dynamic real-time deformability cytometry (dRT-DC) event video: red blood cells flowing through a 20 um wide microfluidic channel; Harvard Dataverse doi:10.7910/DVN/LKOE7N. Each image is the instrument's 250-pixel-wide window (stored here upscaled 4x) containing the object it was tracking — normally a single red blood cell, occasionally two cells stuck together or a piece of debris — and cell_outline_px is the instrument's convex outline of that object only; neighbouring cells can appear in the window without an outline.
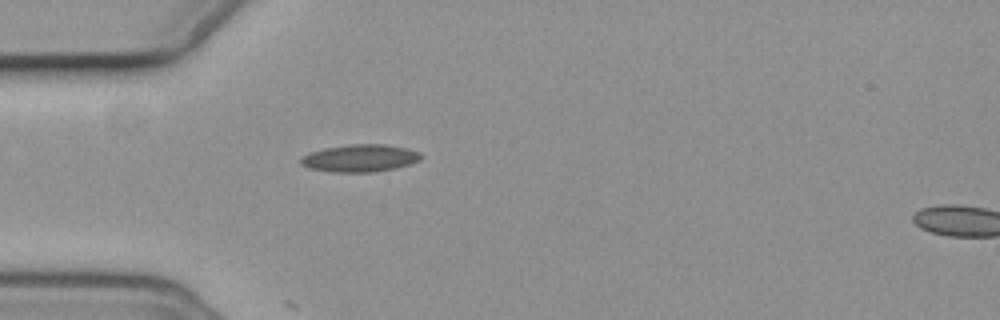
{"species": "common noctule bat (a hibernating species)", "species_latin": "Nyctalus noctula", "temperature_condition": "cold", "stored_images_in_passage": 6, "camera_frame_rate_fps": 3000, "um_per_image_px": 0.085, "animal": {"sex": "female", "body_mass_g": 19.3, "forearm_length_mm": 54.1}, "frame": {"image": 1, "passage_image": 1, "time_ms": 0.0, "image_size_px": [1000, 320], "cell_outline_px": [[424, 156], [420, 160], [396, 168], [376, 172], [328, 172], [308, 168], [300, 164], [300, 160], [304, 156], [312, 152], [324, 148], [352, 144], [384, 144], [404, 148], [420, 152]], "centroid_in_image_um": [30.61, 13.45], "position_along_channel_um": 54.4, "area_um2": 19.19}}